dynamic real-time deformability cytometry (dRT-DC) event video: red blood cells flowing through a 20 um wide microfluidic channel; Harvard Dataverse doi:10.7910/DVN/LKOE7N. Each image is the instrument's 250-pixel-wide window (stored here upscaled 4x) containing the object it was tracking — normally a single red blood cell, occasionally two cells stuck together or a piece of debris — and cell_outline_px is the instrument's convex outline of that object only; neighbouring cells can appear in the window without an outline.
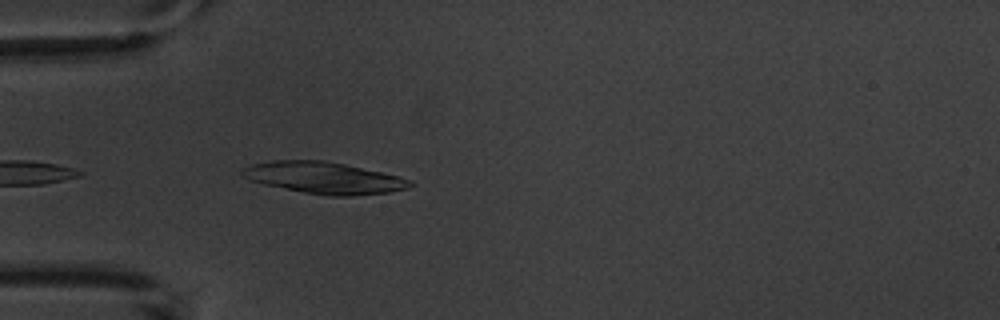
{"species": "common noctule bat (a hibernating species)", "species_latin": "Nyctalus noctula", "temperature_condition": "warm", "stored_images_in_passage": 4, "camera_frame_rate_fps": 3000, "um_per_image_px": 0.085, "animal": {"sex": "male", "body_mass_g": 20.1, "forearm_length_mm": 53.5}, "frame": {"image": 1, "passage_image": 4, "time_ms": 4.333, "image_size_px": [1000, 320], "cell_outline_px": [[416, 184], [408, 188], [388, 192], [352, 196], [328, 196], [304, 192], [264, 184], [252, 180], [244, 176], [240, 172], [244, 168], [252, 164], [272, 160], [324, 160], [344, 164], [400, 176], [412, 180]], "centroid_in_image_um": [27.59, 15.11], "position_along_channel_um": 57.4, "area_um2": 30.81}}